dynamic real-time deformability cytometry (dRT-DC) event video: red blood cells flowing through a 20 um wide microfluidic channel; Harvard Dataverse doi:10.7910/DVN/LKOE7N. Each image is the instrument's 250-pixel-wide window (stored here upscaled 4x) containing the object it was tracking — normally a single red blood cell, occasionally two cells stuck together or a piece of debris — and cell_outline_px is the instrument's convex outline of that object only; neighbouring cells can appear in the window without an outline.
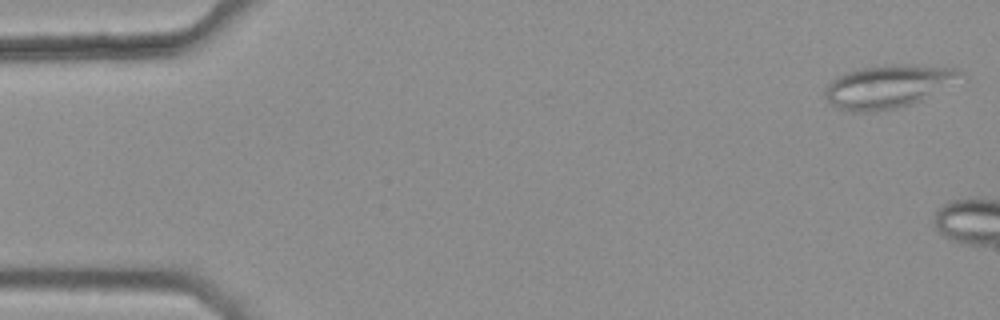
{"species": "common noctule bat (a hibernating species)", "species_latin": "Nyctalus noctula", "temperature_condition": "warm", "stored_images_in_passage": 4, "camera_frame_rate_fps": 3000, "um_per_image_px": 0.085, "animal": {"sex": "female", "body_mass_g": 25.1}, "frame": {"image": 1, "passage_image": 1, "time_ms": 0.0, "image_size_px": [1000, 320], "cell_outline_px": [[968, 76], [920, 100], [896, 108], [872, 112], [856, 112], [840, 108], [832, 104], [824, 96], [824, 92], [828, 84], [836, 76], [860, 68], [892, 64], [912, 64], [956, 68], [964, 72]], "centroid_in_image_um": [75.53, 7.32], "position_along_channel_um": 9.5, "area_um2": 33.87}}